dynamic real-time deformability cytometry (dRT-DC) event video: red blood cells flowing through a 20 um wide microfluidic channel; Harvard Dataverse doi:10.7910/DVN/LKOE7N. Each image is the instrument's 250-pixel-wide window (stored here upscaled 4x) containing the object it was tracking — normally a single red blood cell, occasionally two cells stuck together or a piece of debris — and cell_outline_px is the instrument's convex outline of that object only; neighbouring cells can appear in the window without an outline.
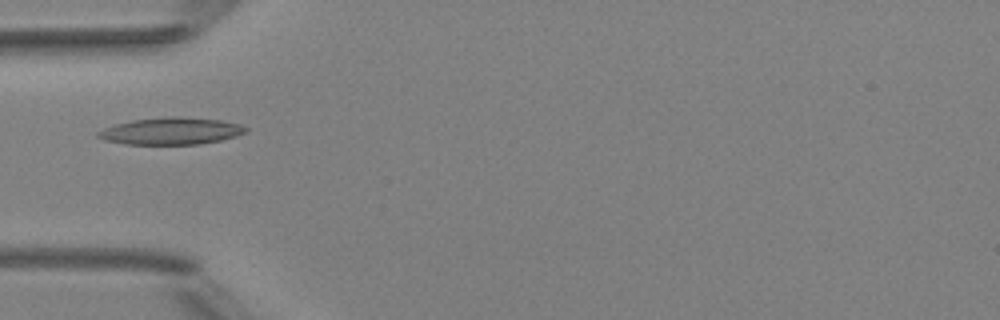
{"species": "Egyptian fruit bat (a non-hibernating species)", "species_latin": "Rousettus aegyptiacus", "temperature_condition": "room temperature", "stored_images_in_passage": 1, "camera_frame_rate_fps": 3000, "um_per_image_px": 0.085, "animal": {"sex": "female"}, "frame": {"image": 1, "passage_image": 1, "time_ms": 0.0, "image_size_px": [1000, 320], "cell_outline_px": [[248, 132], [236, 136], [220, 140], [200, 144], [124, 144], [104, 140], [96, 136], [96, 132], [104, 128], [116, 124], [132, 120], [172, 116], [180, 116], [220, 120], [240, 124], [248, 128]], "centroid_in_image_um": [14.54, 11.14], "position_along_channel_um": 70.5, "area_um2": 23.29}}